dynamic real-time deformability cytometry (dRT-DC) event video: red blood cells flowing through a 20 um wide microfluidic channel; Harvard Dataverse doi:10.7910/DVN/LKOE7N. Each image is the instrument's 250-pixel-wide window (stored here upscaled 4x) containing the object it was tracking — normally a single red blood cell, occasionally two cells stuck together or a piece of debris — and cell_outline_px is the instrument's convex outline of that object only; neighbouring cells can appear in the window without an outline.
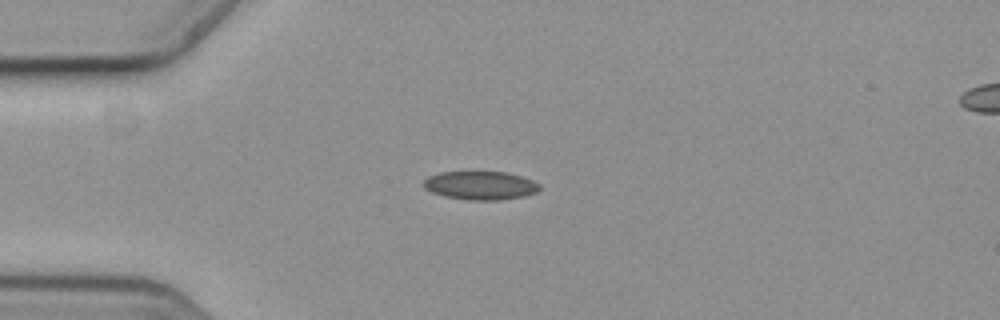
{"species": "common noctule bat (a hibernating species)", "species_latin": "Nyctalus noctula", "temperature_condition": "cold", "stored_images_in_passage": 13, "camera_frame_rate_fps": 3000, "um_per_image_px": 0.085, "animal": {"sex": "female", "body_mass_g": 19.3, "forearm_length_mm": 54.1}, "frame": {"image": 1, "passage_image": 3, "time_ms": 0.667, "image_size_px": [1000, 320], "cell_outline_px": [[540, 188], [536, 192], [524, 196], [500, 200], [468, 200], [444, 196], [432, 192], [424, 188], [424, 180], [428, 176], [440, 172], [504, 172], [520, 176], [532, 180], [540, 184]], "centroid_in_image_um": [40.83, 15.77], "position_along_channel_um": 44.2, "area_um2": 19.19}}
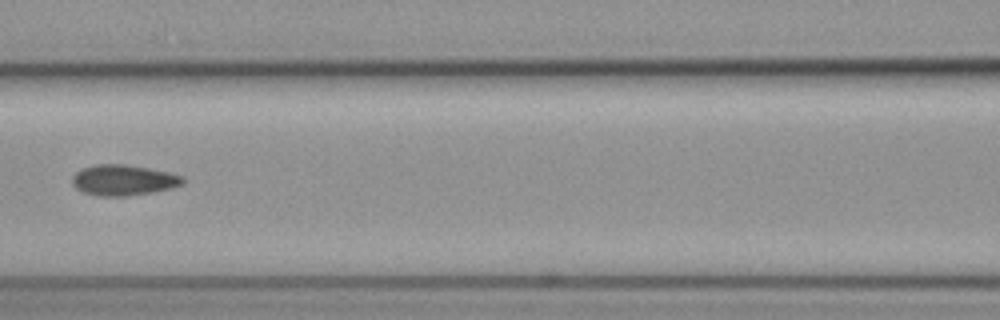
{"frame": {"image": 2, "passage_image": 6, "time_ms": 1.667, "image_size_px": [1000, 320], "cell_outline_px": [[184, 184], [172, 188], [152, 192], [124, 196], [96, 196], [84, 192], [76, 188], [72, 184], [72, 176], [80, 168], [96, 164], [124, 164], [148, 168], [168, 172], [184, 176]], "centroid_in_image_um": [10.48, 15.3], "position_along_channel_um": 156.1, "area_um2": 19.88}}
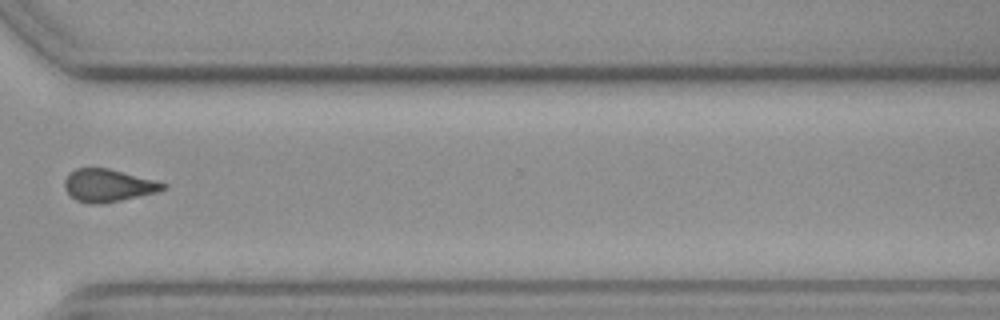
{"frame": {"image": 3, "passage_image": 11, "time_ms": 3.333, "image_size_px": [1000, 320], "cell_outline_px": [[168, 188], [160, 192], [100, 204], [88, 204], [76, 200], [64, 188], [64, 180], [68, 172], [76, 168], [108, 168], [168, 184]], "centroid_in_image_um": [9.19, 15.77], "position_along_channel_um": 361.4, "area_um2": 18.79}}